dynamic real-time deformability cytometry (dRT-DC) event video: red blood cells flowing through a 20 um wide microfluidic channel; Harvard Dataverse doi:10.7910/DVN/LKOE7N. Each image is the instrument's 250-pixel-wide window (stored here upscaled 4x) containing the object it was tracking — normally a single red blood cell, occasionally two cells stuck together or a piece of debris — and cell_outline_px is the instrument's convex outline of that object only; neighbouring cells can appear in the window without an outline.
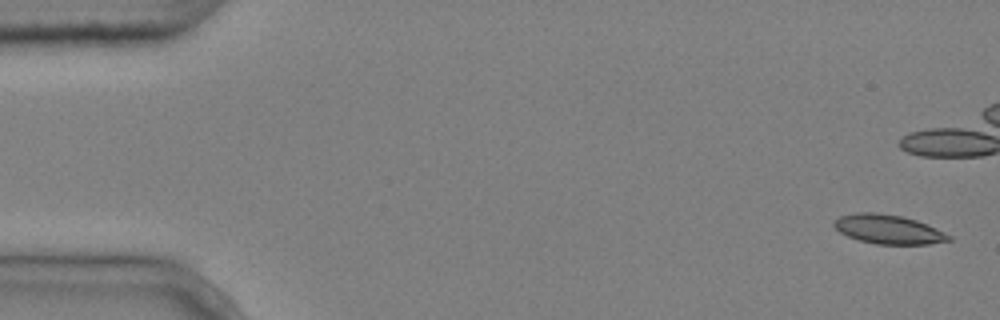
{"species": "common noctule bat (a hibernating species)", "species_latin": "Nyctalus noctula", "temperature_condition": "cold", "stored_images_in_passage": 6, "camera_frame_rate_fps": 3000, "um_per_image_px": 0.085, "animal": {"sex": "male", "body_mass_g": 20.4}, "frame": {"image": 1, "passage_image": 1, "time_ms": 0.0, "image_size_px": [1000, 320], "cell_outline_px": [[952, 240], [928, 244], [876, 244], [860, 240], [848, 236], [840, 232], [832, 224], [840, 216], [856, 212], [876, 212], [900, 216], [916, 220], [936, 228], [952, 236]], "centroid_in_image_um": [75.52, 19.49], "position_along_channel_um": 9.5, "area_um2": 19.36}}